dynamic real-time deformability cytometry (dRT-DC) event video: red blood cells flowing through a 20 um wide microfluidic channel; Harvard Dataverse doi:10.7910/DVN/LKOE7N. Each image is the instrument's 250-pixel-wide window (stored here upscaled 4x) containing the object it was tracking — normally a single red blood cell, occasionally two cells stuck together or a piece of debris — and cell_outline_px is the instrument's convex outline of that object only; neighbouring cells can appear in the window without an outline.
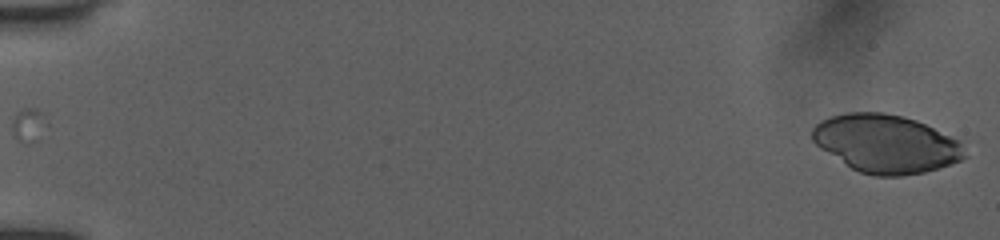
{"species": "human", "species_latin": "Homo sapiens", "temperature_condition": "room temperature", "stored_images_in_passage": 14, "camera_frame_rate_fps": 3000, "um_per_image_px": 0.085, "donor": {"sex": "female"}, "frame": {"image": 1, "passage_image": 1, "time_ms": 0.0, "image_size_px": [1000, 240], "cell_outline_px": [[964, 156], [960, 160], [924, 172], [900, 176], [872, 176], [860, 172], [852, 168], [820, 148], [812, 140], [812, 128], [820, 120], [832, 116], [848, 112], [884, 112], [916, 120], [960, 140]], "centroid_in_image_um": [75.27, 12.21], "position_along_channel_um": 9.7, "area_um2": 51.15}}
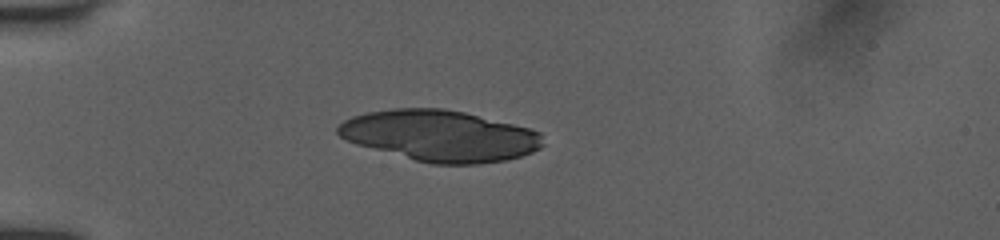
{"frame": {"image": 2, "passage_image": 9, "time_ms": 4.667, "image_size_px": [1000, 240], "cell_outline_px": [[544, 144], [540, 148], [532, 152], [520, 156], [504, 160], [476, 164], [432, 164], [416, 160], [356, 144], [340, 136], [336, 132], [336, 128], [344, 120], [352, 116], [368, 112], [392, 108], [444, 108], [464, 112], [528, 128], [540, 132]], "centroid_in_image_um": [37.38, 11.53], "position_along_channel_um": 47.6, "area_um2": 60.63}}